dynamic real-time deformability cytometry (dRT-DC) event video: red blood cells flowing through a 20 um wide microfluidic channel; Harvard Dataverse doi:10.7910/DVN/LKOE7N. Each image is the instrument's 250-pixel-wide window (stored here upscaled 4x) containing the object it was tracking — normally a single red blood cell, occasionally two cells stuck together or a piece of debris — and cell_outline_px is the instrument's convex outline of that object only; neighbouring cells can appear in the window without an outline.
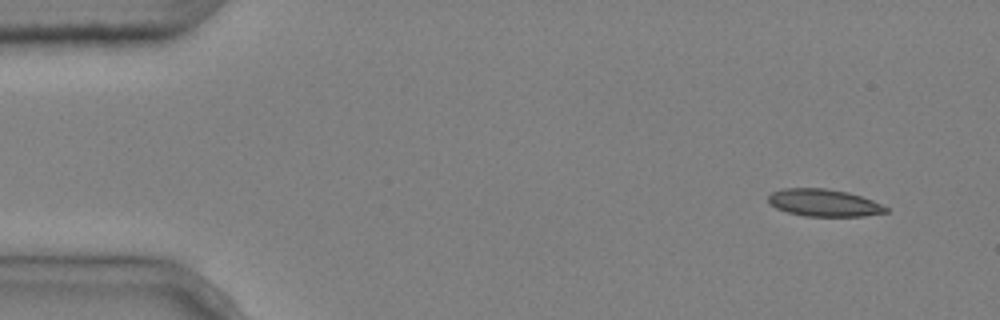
{"species": "common noctule bat (a hibernating species)", "species_latin": "Nyctalus noctula", "temperature_condition": "cold", "stored_images_in_passage": 4, "camera_frame_rate_fps": 3000, "um_per_image_px": 0.085, "animal": {"sex": "male", "body_mass_g": 20.4}, "frame": {"image": 1, "passage_image": 1, "time_ms": 0.0, "image_size_px": [1000, 320], "cell_outline_px": [[888, 212], [864, 216], [804, 216], [788, 212], [776, 208], [768, 204], [768, 196], [772, 192], [784, 188], [824, 188], [848, 192], [872, 200], [888, 208]], "centroid_in_image_um": [70.0, 17.24], "position_along_channel_um": 15.0, "area_um2": 18.67}}
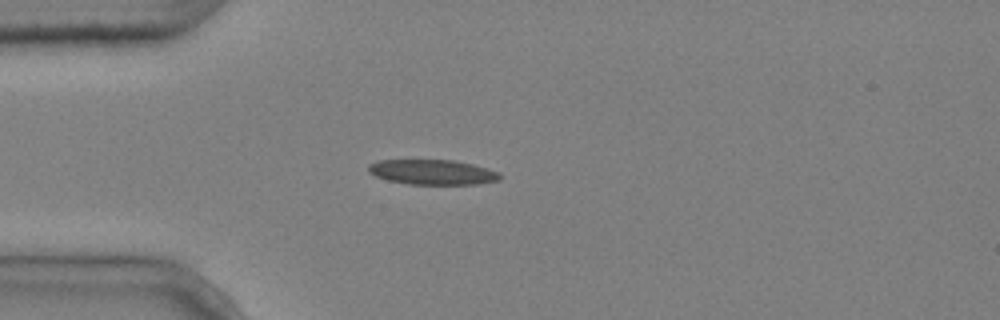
{"frame": {"image": 2, "passage_image": 4, "time_ms": 1.0, "image_size_px": [1000, 320], "cell_outline_px": [[500, 180], [480, 184], [408, 184], [388, 180], [376, 176], [368, 172], [368, 164], [380, 160], [452, 160], [472, 164], [488, 168], [500, 172]], "centroid_in_image_um": [36.78, 14.63], "position_along_channel_um": 48.2, "area_um2": 19.19}}